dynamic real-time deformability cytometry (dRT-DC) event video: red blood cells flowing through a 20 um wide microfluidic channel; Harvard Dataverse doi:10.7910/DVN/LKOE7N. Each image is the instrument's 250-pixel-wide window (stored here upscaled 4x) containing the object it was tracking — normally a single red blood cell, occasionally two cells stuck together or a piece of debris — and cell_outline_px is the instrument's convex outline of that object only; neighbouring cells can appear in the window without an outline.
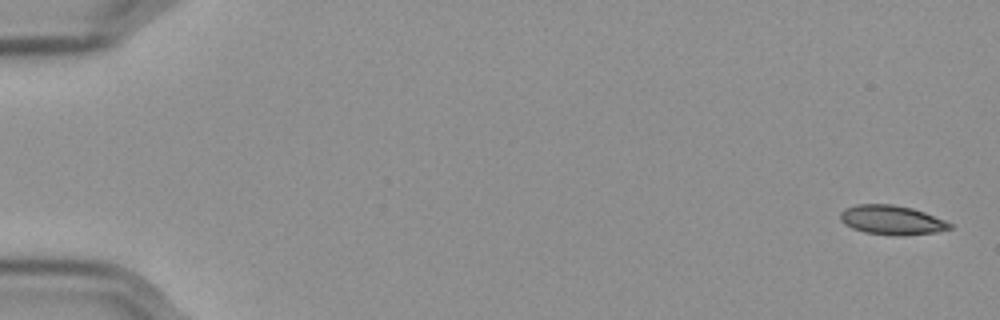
{"species": "Egyptian fruit bat (a non-hibernating species)", "species_latin": "Rousettus aegyptiacus", "temperature_condition": "cold", "stored_images_in_passage": 57, "camera_frame_rate_fps": 3000, "um_per_image_px": 0.085, "frame": {"image": 1, "passage_image": 1, "time_ms": 0.0, "image_size_px": [1000, 320], "cell_outline_px": [[952, 228], [936, 232], [904, 236], [864, 232], [852, 228], [844, 224], [840, 220], [840, 212], [844, 208], [856, 204], [892, 204], [912, 208], [924, 212], [944, 220], [952, 224]], "centroid_in_image_um": [75.77, 18.7], "position_along_channel_um": 9.2, "area_um2": 18.73}}
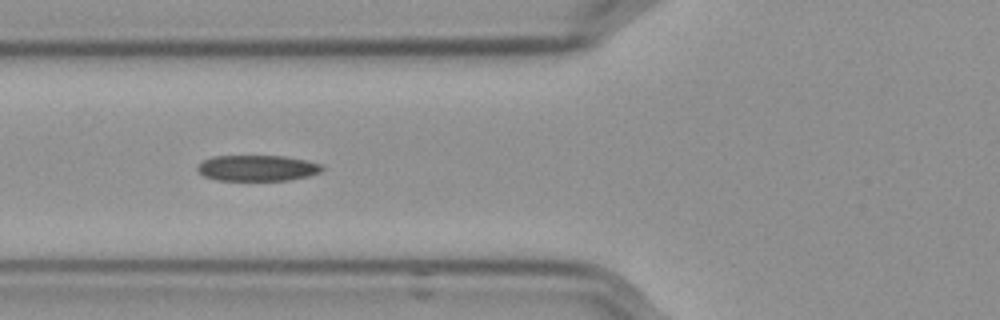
{"frame": {"image": 2, "passage_image": 22, "time_ms": 7.0, "image_size_px": [1000, 320], "cell_outline_px": [[324, 168], [320, 172], [308, 176], [288, 180], [216, 180], [204, 176], [196, 168], [204, 160], [212, 156], [284, 156], [304, 160], [320, 164]], "centroid_in_image_um": [21.86, 14.28], "position_along_channel_um": 103.9, "area_um2": 18.61}}
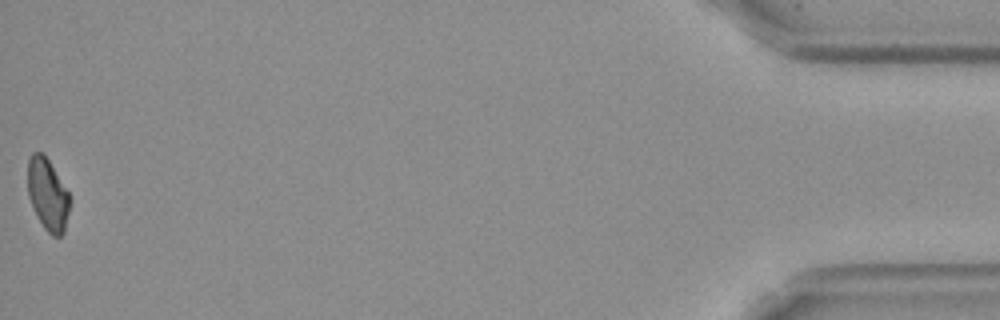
{"frame": {"image": 3, "passage_image": 57, "time_ms": 18.667, "image_size_px": [1000, 320], "cell_outline_px": [[68, 212], [64, 232], [60, 236], [52, 236], [44, 228], [28, 196], [28, 160], [32, 152], [44, 152], [68, 192]], "centroid_in_image_um": [4.03, 16.49], "position_along_channel_um": 431.2, "area_um2": 17.22}}